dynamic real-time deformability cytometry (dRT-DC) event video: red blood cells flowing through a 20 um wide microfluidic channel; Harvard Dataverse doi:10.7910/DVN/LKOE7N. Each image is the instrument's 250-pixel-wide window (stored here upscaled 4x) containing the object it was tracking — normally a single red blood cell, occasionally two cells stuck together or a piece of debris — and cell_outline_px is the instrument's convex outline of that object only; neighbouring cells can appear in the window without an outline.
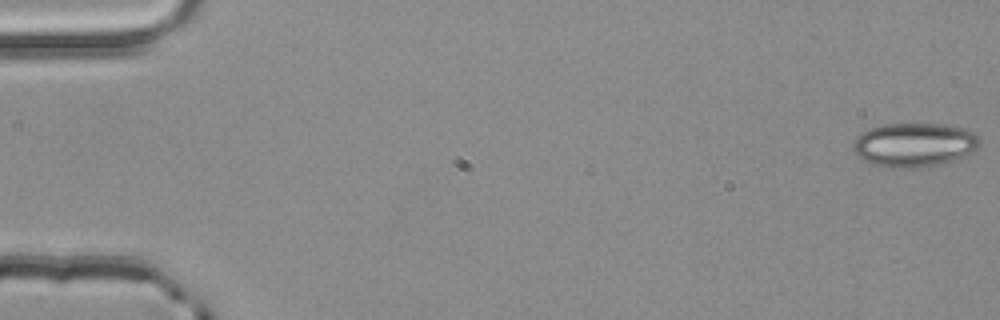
{"species": "common noctule bat (a hibernating species)", "species_latin": "Nyctalus noctula", "temperature_condition": "room temperature", "stored_images_in_passage": 4, "camera_frame_rate_fps": 3000, "um_per_image_px": 0.085, "animal": {"sex": "male", "body_mass_g": 20.4}, "frame": {"image": 1, "passage_image": 1, "time_ms": 0.0, "image_size_px": [1000, 320], "cell_outline_px": [[980, 144], [972, 152], [964, 156], [952, 160], [924, 168], [888, 168], [872, 164], [860, 160], [856, 156], [852, 148], [852, 144], [856, 136], [868, 128], [884, 124], [944, 124], [964, 128], [976, 132], [980, 136]], "centroid_in_image_um": [77.68, 12.31], "position_along_channel_um": 7.3, "area_um2": 33.06}}
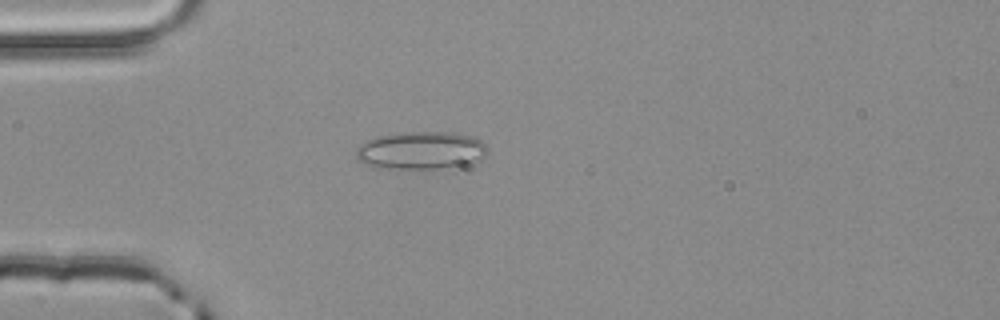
{"frame": {"image": 2, "passage_image": 4, "time_ms": 1.0, "image_size_px": [1000, 320], "cell_outline_px": [[488, 152], [480, 160], [456, 172], [388, 168], [364, 164], [356, 156], [356, 148], [364, 140], [376, 136], [396, 132], [452, 132], [472, 136], [480, 140], [488, 148]], "centroid_in_image_um": [35.87, 12.84], "position_along_channel_um": 49.1, "area_um2": 30.63}}